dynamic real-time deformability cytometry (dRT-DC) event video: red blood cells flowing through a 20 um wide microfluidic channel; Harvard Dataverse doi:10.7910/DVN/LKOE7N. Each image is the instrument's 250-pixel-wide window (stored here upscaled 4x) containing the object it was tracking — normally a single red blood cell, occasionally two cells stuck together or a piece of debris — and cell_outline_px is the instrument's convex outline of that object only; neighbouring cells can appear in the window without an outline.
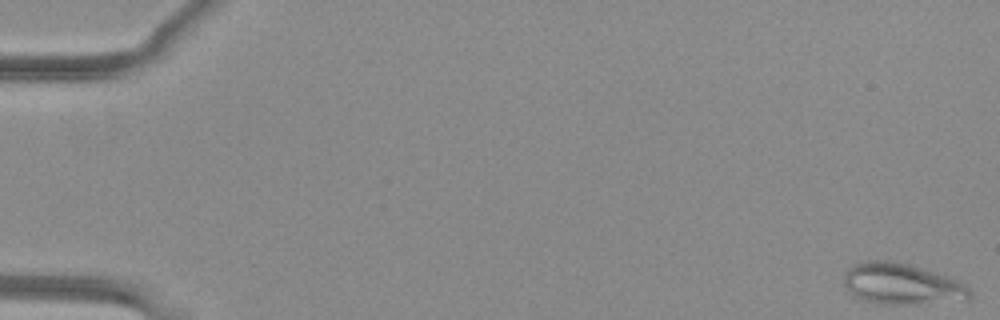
{"species": "common noctule bat (a hibernating species)", "species_latin": "Nyctalus noctula", "temperature_condition": "warm", "stored_images_in_passage": 52, "camera_frame_rate_fps": 3000, "um_per_image_px": 0.085, "animal": {"sex": "female", "body_mass_g": 29.2, "forearm_length_mm": 56.3}, "frame": {"image": 1, "passage_image": 1, "time_ms": 0.0, "image_size_px": [1000, 320], "cell_outline_px": [[972, 300], [912, 304], [880, 304], [864, 300], [856, 296], [844, 284], [844, 272], [848, 268], [856, 264], [868, 260], [892, 260], [908, 264], [936, 272], [960, 280], [972, 292]], "centroid_in_image_um": [76.72, 24.14], "position_along_channel_um": 8.3, "area_um2": 30.35}}
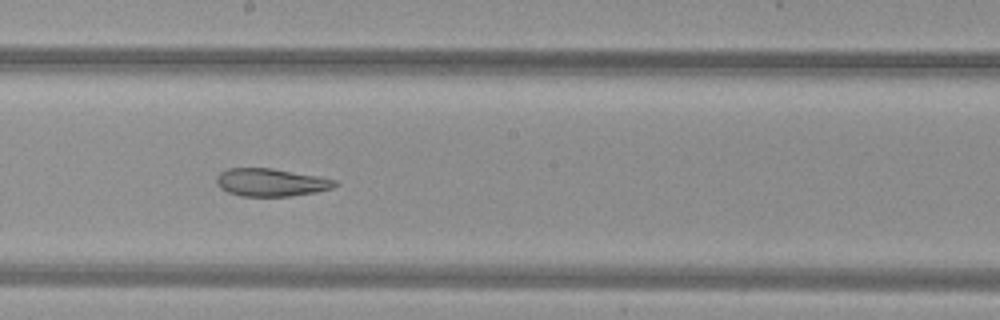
{"frame": {"image": 2, "passage_image": 30, "time_ms": 9.667, "image_size_px": [1000, 320], "cell_outline_px": [[340, 184], [332, 188], [316, 192], [292, 196], [240, 196], [228, 192], [220, 188], [216, 184], [216, 176], [220, 172], [228, 168], [272, 168], [316, 176], [336, 180]], "centroid_in_image_um": [23.01, 15.5], "position_along_channel_um": 225.2, "area_um2": 19.25}}
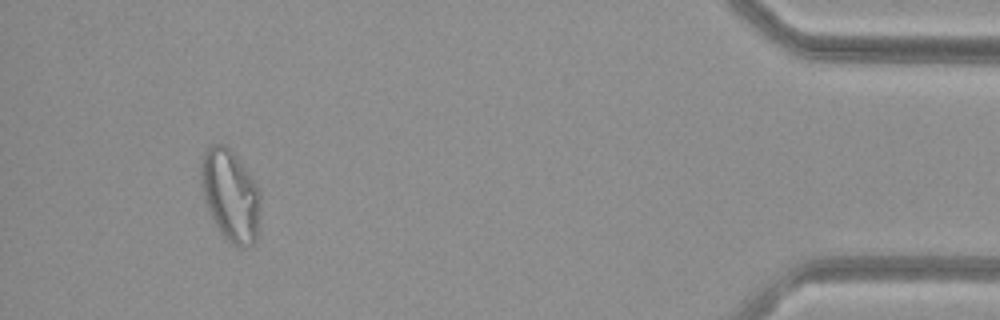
{"frame": {"image": 3, "passage_image": 49, "time_ms": 16.0, "image_size_px": [1000, 320], "cell_outline_px": [[260, 228], [256, 240], [252, 244], [244, 248], [240, 248], [232, 244], [220, 232], [204, 200], [200, 184], [200, 160], [204, 152], [212, 144], [224, 144], [232, 152], [260, 188]], "centroid_in_image_um": [19.6, 16.63], "position_along_channel_um": 415.6, "area_um2": 32.02}, "authors_computed_cell_mechanics": {"area_um2": 26.7036, "velocity_mm_per_s": 4.0304, "shape_relaxation_time_tau1_ms": null, "shape_relaxation_time_tau2_ms": 4.7009, "deformation_change_tau1": null, "deformation_change_tau2": 0.0986}}